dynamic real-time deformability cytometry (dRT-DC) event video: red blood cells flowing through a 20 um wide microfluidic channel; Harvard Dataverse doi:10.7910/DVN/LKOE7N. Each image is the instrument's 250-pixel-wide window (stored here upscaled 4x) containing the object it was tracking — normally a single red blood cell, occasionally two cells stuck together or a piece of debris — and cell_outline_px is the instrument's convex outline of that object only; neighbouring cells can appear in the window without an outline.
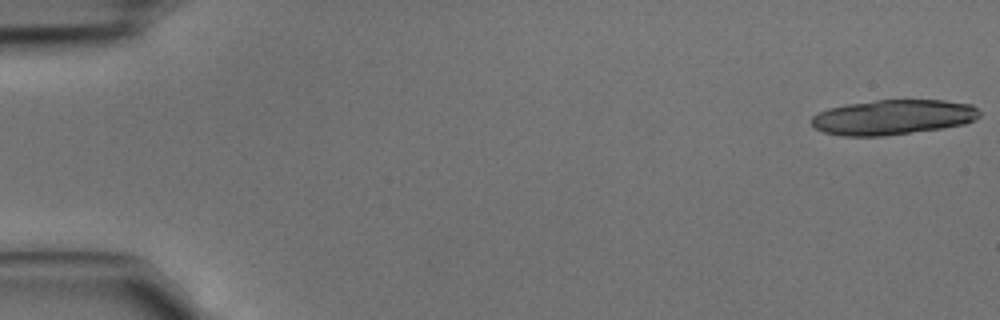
{"species": "common noctule bat (a hibernating species)", "species_latin": "Nyctalus noctula", "temperature_condition": "cold", "stored_images_in_passage": 23, "camera_frame_rate_fps": 3000, "um_per_image_px": 0.085, "animal": {"sex": "male", "body_mass_g": 15.6}, "frame": {"image": 1, "passage_image": 1, "time_ms": 0.0, "image_size_px": [1000, 320], "cell_outline_px": [[980, 116], [964, 124], [940, 128], [884, 136], [844, 136], [824, 132], [816, 128], [812, 124], [812, 116], [828, 108], [848, 104], [876, 100], [944, 100], [972, 104], [980, 112]], "centroid_in_image_um": [75.9, 9.95], "position_along_channel_um": 9.1, "area_um2": 34.04}}